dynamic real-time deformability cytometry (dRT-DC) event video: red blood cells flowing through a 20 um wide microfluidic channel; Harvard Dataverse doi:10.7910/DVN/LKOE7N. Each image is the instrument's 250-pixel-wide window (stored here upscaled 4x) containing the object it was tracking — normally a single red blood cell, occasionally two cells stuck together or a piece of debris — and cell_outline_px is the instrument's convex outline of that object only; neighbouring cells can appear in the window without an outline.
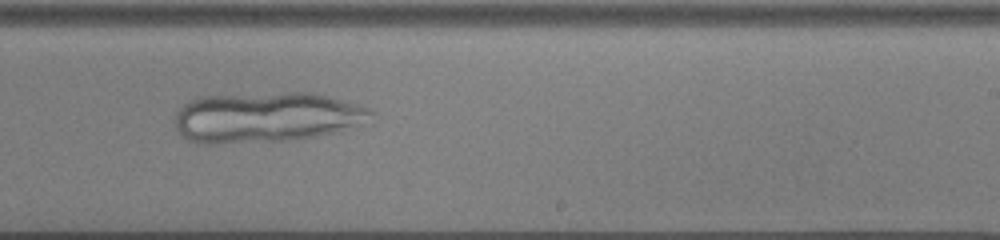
{"species": "common noctule bat (a hibernating species)", "species_latin": "Nyctalus noctula", "temperature_condition": "cold", "stored_images_in_passage": 48, "camera_frame_rate_fps": 3000, "um_per_image_px": 0.085, "animal": {"sex": "male", "body_mass_g": 13.0, "forearm_length_mm": 53.1}, "frame": {"image": 1, "passage_image": 28, "time_ms": 9.0, "image_size_px": [1000, 240], "cell_outline_px": [[376, 112], [372, 124], [336, 132], [316, 136], [288, 140], [212, 144], [196, 144], [188, 140], [176, 128], [176, 112], [184, 104], [196, 96], [288, 92], [316, 92], [356, 104], [368, 108]], "centroid_in_image_um": [22.72, 9.96], "position_along_channel_um": 266.3, "area_um2": 58.55}}